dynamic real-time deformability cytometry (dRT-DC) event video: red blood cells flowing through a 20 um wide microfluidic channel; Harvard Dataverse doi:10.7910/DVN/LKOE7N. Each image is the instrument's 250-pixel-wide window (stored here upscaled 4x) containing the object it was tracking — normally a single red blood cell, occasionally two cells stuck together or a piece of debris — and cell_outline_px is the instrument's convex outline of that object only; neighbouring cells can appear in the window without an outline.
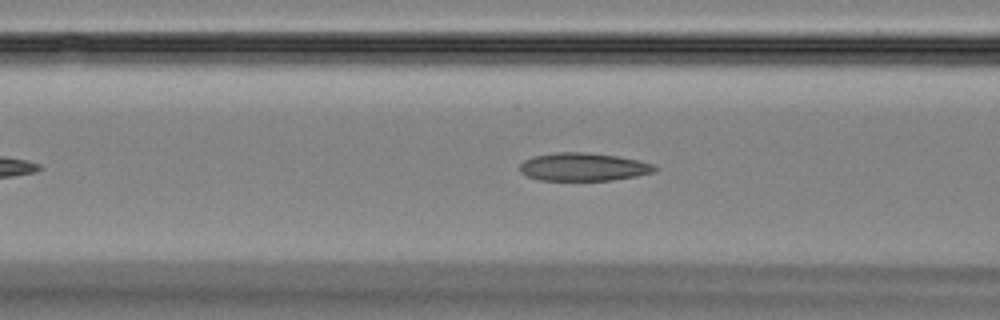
{"species": "Egyptian fruit bat (a non-hibernating species)", "species_latin": "Rousettus aegyptiacus", "temperature_condition": "room temperature", "stored_images_in_passage": 39, "camera_frame_rate_fps": 3000, "um_per_image_px": 0.085, "animal": {"sex": "female"}, "frame": {"image": 1, "passage_image": 12, "time_ms": 3.667, "image_size_px": [1000, 320], "cell_outline_px": [[660, 168], [656, 172], [636, 176], [612, 180], [540, 180], [528, 176], [520, 172], [520, 164], [524, 160], [532, 156], [556, 152], [584, 152], [620, 156], [656, 164]], "centroid_in_image_um": [49.64, 14.18], "position_along_channel_um": 117.0, "area_um2": 22.31}}
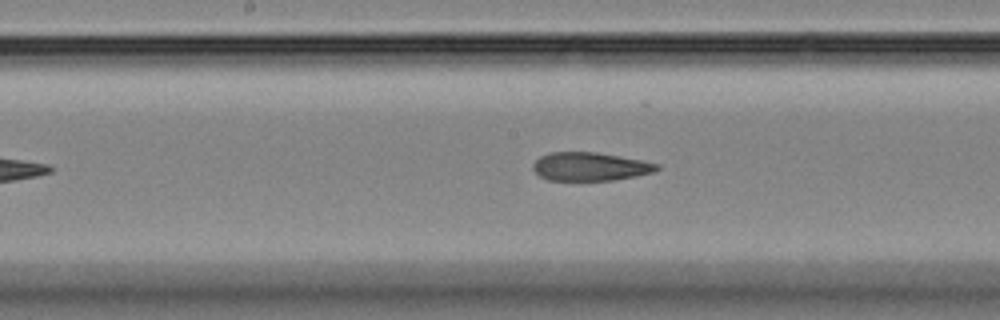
{"frame": {"image": 2, "passage_image": 18, "time_ms": 5.667, "image_size_px": [1000, 320], "cell_outline_px": [[660, 168], [652, 172], [636, 176], [612, 180], [548, 180], [540, 176], [532, 168], [532, 164], [540, 156], [548, 152], [596, 152], [620, 156], [660, 164]], "centroid_in_image_um": [50.13, 14.15], "position_along_channel_um": 198.1, "area_um2": 20.46}}
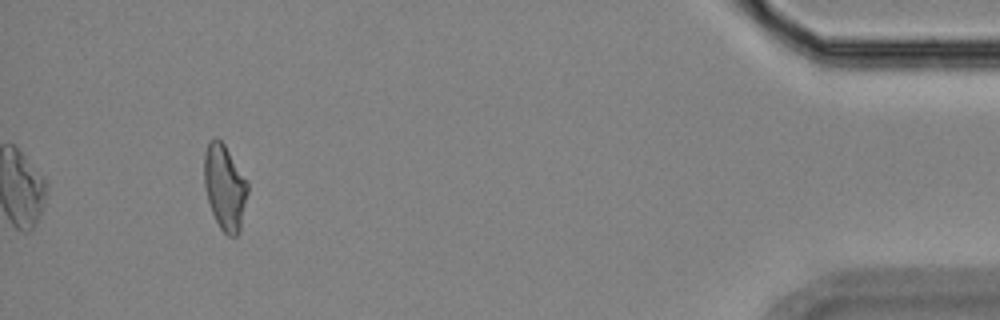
{"frame": {"image": 3, "passage_image": 39, "time_ms": 12.667, "image_size_px": [1000, 320], "cell_outline_px": [[248, 192], [240, 232], [236, 236], [228, 236], [220, 228], [212, 212], [204, 188], [204, 152], [208, 140], [216, 136], [224, 144], [248, 180]], "centroid_in_image_um": [19.11, 15.89], "position_along_channel_um": 416.1, "area_um2": 21.96}}